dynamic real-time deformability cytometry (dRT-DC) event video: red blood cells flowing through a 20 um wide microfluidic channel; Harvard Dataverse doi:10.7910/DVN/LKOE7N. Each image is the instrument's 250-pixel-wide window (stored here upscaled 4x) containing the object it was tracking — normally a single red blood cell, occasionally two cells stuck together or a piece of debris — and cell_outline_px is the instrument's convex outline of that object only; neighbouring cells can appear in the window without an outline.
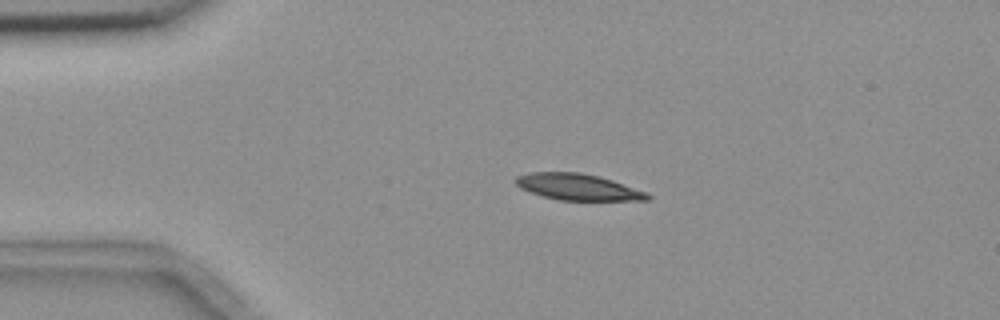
{"species": "common noctule bat (a hibernating species)", "species_latin": "Nyctalus noctula", "temperature_condition": "room temperature", "stored_images_in_passage": 4, "camera_frame_rate_fps": 3000, "um_per_image_px": 0.085, "animal": {"sex": "female", "body_mass_g": 18.4}, "frame": {"image": 1, "passage_image": 4, "time_ms": 3.333, "image_size_px": [1000, 320], "cell_outline_px": [[652, 196], [648, 200], [556, 200], [520, 188], [512, 180], [516, 176], [532, 172], [580, 172], [600, 176], [648, 192]], "centroid_in_image_um": [49.13, 15.89], "position_along_channel_um": 35.9, "area_um2": 20.29}}